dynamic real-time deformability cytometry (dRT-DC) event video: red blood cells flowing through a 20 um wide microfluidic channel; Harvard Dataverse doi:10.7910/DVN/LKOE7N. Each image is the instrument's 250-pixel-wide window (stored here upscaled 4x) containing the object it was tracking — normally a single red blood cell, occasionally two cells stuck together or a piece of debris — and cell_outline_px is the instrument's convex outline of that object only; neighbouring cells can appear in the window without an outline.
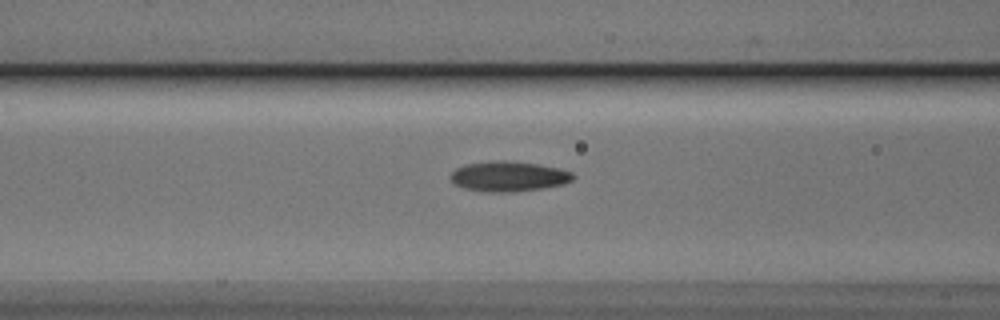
{"species": "Egyptian fruit bat (a non-hibernating species)", "species_latin": "Rousettus aegyptiacus", "temperature_condition": "cold", "stored_images_in_passage": 53, "camera_frame_rate_fps": 3000, "um_per_image_px": 0.085, "animal": {"sex": "male"}, "frame": {"image": 1, "passage_image": 22, "time_ms": 7.0, "image_size_px": [1000, 320], "cell_outline_px": [[576, 176], [572, 180], [564, 184], [544, 188], [512, 192], [484, 192], [464, 188], [456, 184], [448, 176], [456, 168], [468, 164], [500, 160], [504, 160], [540, 164], [560, 168], [572, 172]], "centroid_in_image_um": [43.27, 14.99], "position_along_channel_um": 123.3, "area_um2": 21.62}}
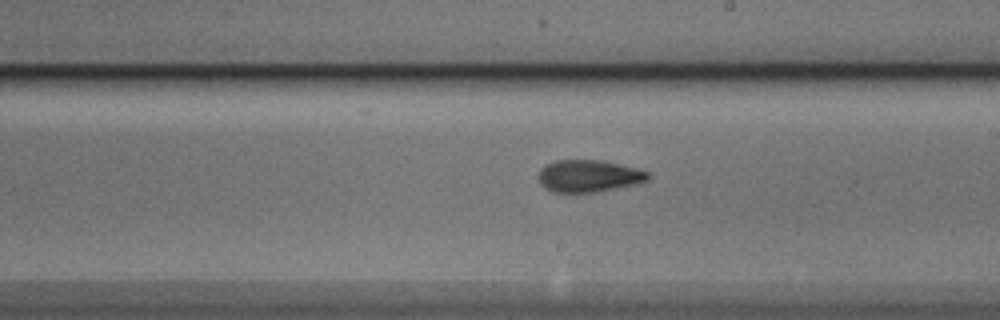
{"frame": {"image": 2, "passage_image": 31, "time_ms": 10.0, "image_size_px": [1000, 320], "cell_outline_px": [[652, 176], [648, 180], [636, 184], [596, 192], [552, 192], [544, 188], [540, 184], [540, 168], [552, 160], [604, 160], [636, 168], [648, 172]], "centroid_in_image_um": [50.05, 14.95], "position_along_channel_um": 239.0, "area_um2": 20.63}}
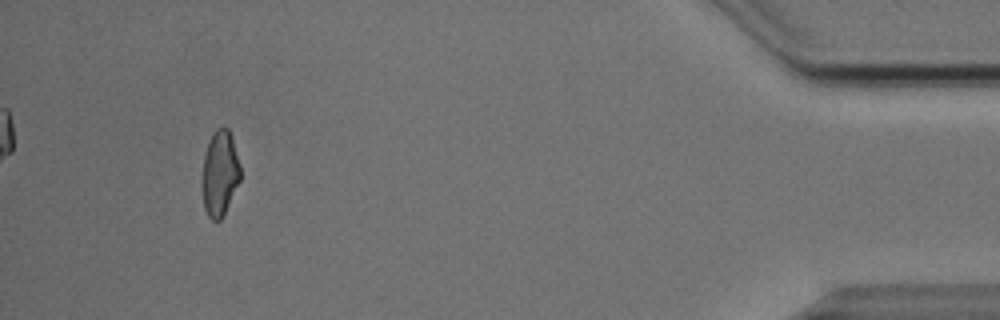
{"frame": {"image": 3, "passage_image": 50, "time_ms": 16.333, "image_size_px": [1000, 320], "cell_outline_px": [[240, 180], [220, 220], [212, 220], [208, 216], [204, 208], [200, 180], [204, 156], [208, 144], [216, 128], [224, 124], [228, 128], [240, 164]], "centroid_in_image_um": [18.65, 14.72], "position_along_channel_um": 416.5, "area_um2": 19.02}, "authors_computed_cell_mechanics": {"area_um2": 19.8832, "velocity_mm_per_s": 3.8549, "shape_relaxation_time_tau1_ms": 4.5318, "shape_relaxation_time_tau2_ms": 1.4839, "deformation_change_tau1": 0.1445, "deformation_change_tau2": 0.0784}}